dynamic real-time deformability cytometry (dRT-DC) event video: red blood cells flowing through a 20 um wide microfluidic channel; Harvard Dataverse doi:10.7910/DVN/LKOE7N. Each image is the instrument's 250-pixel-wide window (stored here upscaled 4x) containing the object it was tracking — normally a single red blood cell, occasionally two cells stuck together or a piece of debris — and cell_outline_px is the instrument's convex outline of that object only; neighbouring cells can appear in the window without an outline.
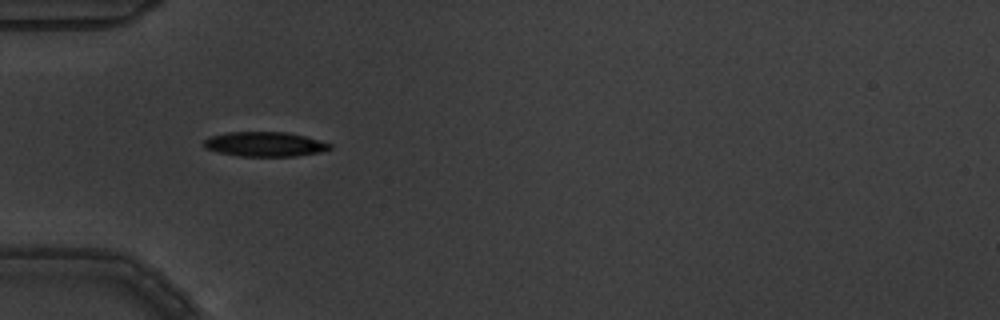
{"species": "common noctule bat (a hibernating species)", "species_latin": "Nyctalus noctula", "temperature_condition": "warm", "stored_images_in_passage": 4, "camera_frame_rate_fps": 3000, "um_per_image_px": 0.085, "animal": {"sex": "male", "body_mass_g": 19.5, "forearm_length_mm": 54.6}, "frame": {"image": 1, "passage_image": 4, "time_ms": 1.0, "image_size_px": [1000, 320], "cell_outline_px": [[332, 148], [320, 152], [296, 156], [240, 156], [216, 152], [204, 148], [204, 140], [212, 136], [228, 132], [288, 132], [304, 136], [332, 144]], "centroid_in_image_um": [22.5, 12.26], "position_along_channel_um": 62.5, "area_um2": 18.03}}